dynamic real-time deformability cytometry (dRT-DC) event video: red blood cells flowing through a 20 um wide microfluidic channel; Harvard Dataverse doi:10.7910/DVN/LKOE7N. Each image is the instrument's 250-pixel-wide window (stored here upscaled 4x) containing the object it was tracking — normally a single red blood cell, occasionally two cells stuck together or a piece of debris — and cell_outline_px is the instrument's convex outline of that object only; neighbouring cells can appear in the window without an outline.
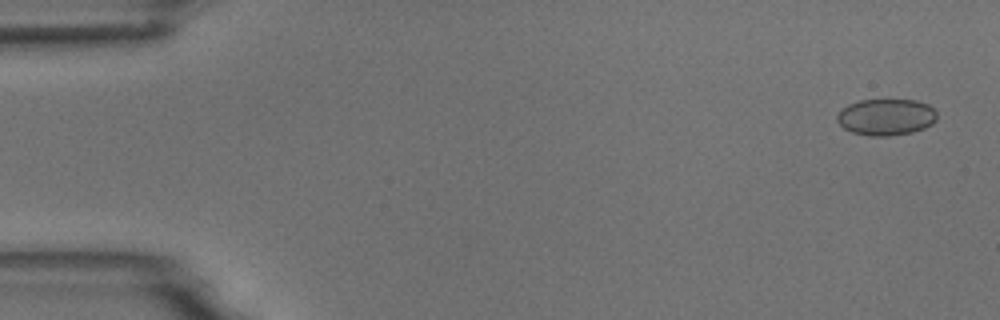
{"species": "common noctule bat (a hibernating species)", "species_latin": "Nyctalus noctula", "temperature_condition": "room temperature", "stored_images_in_passage": 4, "camera_frame_rate_fps": 3000, "um_per_image_px": 0.085, "animal": {"sex": "male", "body_mass_g": 18.8}, "frame": {"image": 1, "passage_image": 1, "time_ms": 0.0, "image_size_px": [1000, 320], "cell_outline_px": [[936, 120], [932, 124], [924, 128], [912, 132], [888, 136], [868, 136], [852, 132], [844, 128], [836, 120], [836, 116], [848, 104], [860, 100], [916, 100], [928, 104], [936, 112]], "centroid_in_image_um": [75.32, 9.95], "position_along_channel_um": 9.7, "area_um2": 21.21}}
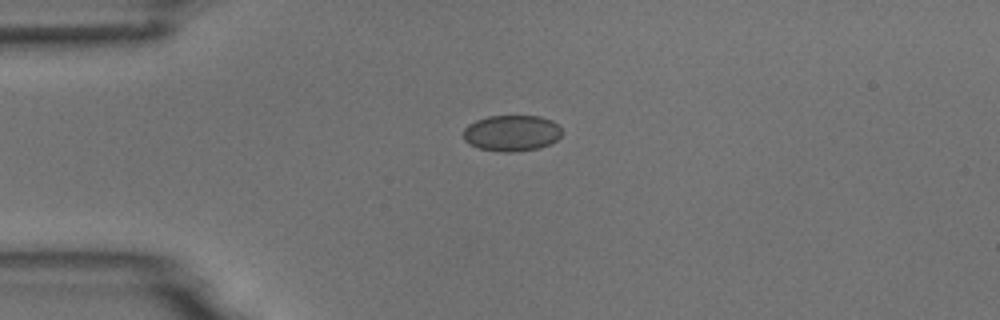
{"frame": {"image": 2, "passage_image": 4, "time_ms": 3.667, "image_size_px": [1000, 320], "cell_outline_px": [[564, 132], [556, 140], [540, 148], [512, 152], [500, 152], [480, 148], [464, 140], [464, 128], [468, 124], [476, 120], [488, 116], [540, 116], [552, 120]], "centroid_in_image_um": [43.51, 11.31], "position_along_channel_um": 41.5, "area_um2": 20.69}}